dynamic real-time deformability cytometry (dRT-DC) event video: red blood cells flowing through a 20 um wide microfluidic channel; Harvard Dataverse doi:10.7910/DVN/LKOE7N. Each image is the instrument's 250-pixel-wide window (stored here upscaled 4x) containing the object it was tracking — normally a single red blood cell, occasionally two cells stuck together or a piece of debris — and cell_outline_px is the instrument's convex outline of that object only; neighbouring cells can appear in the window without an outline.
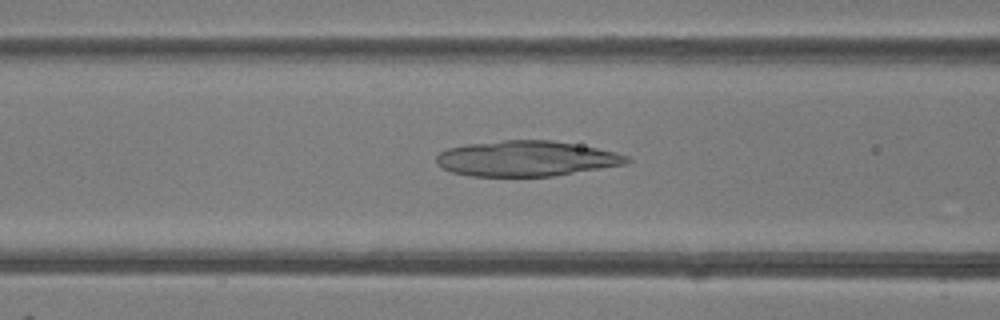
{"species": "common noctule bat (a hibernating species)", "species_latin": "Nyctalus noctula", "temperature_condition": "room temperature", "stored_images_in_passage": 48, "camera_frame_rate_fps": 3000, "um_per_image_px": 0.085, "animal": {"sex": "female"}, "frame": {"image": 1, "passage_image": 19, "time_ms": 6.0, "image_size_px": [1000, 320], "cell_outline_px": [[632, 160], [628, 164], [552, 176], [472, 176], [452, 172], [436, 164], [436, 156], [440, 152], [448, 148], [468, 144], [504, 140], [552, 140], [596, 148], [616, 152], [628, 156]], "centroid_in_image_um": [44.75, 13.48], "position_along_channel_um": 121.8, "area_um2": 39.25}}
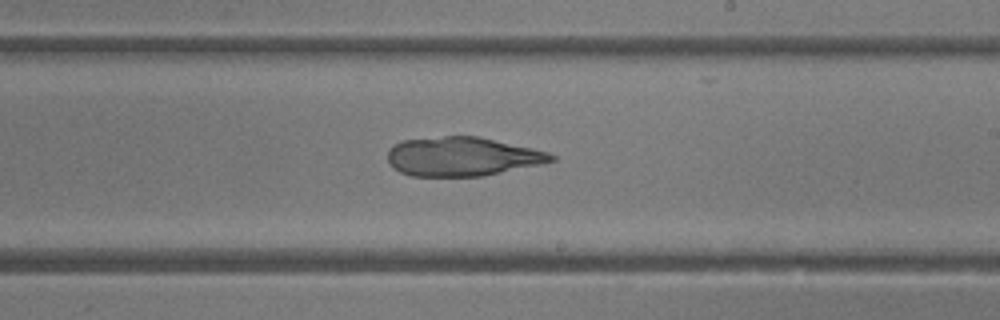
{"frame": {"image": 2, "passage_image": 28, "time_ms": 9.0, "image_size_px": [1000, 320], "cell_outline_px": [[556, 160], [540, 164], [484, 176], [412, 176], [400, 172], [392, 168], [388, 160], [388, 152], [396, 144], [404, 140], [444, 136], [476, 136], [532, 148], [548, 152], [556, 156]], "centroid_in_image_um": [39.3, 13.31], "position_along_channel_um": 249.7, "area_um2": 36.93}}
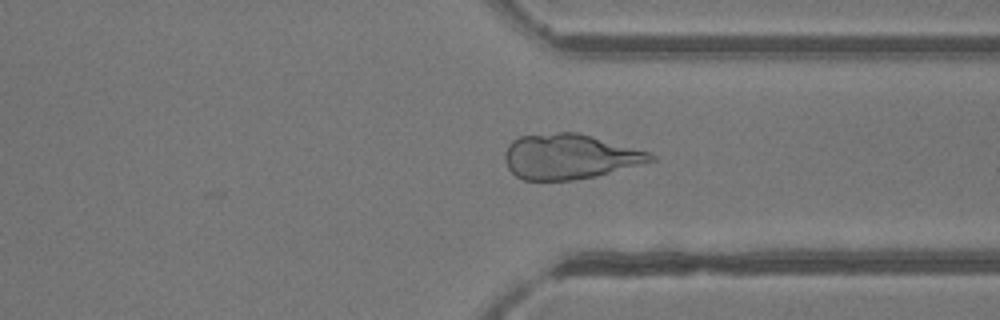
{"frame": {"image": 3, "passage_image": 36, "time_ms": 11.667, "image_size_px": [1000, 320], "cell_outline_px": [[656, 160], [596, 176], [572, 180], [524, 180], [516, 176], [508, 168], [504, 160], [504, 152], [508, 144], [512, 140], [520, 136], [556, 132], [576, 132], [592, 136], [652, 152], [656, 156]], "centroid_in_image_um": [48.41, 13.3], "position_along_channel_um": 363.0, "area_um2": 38.44}}